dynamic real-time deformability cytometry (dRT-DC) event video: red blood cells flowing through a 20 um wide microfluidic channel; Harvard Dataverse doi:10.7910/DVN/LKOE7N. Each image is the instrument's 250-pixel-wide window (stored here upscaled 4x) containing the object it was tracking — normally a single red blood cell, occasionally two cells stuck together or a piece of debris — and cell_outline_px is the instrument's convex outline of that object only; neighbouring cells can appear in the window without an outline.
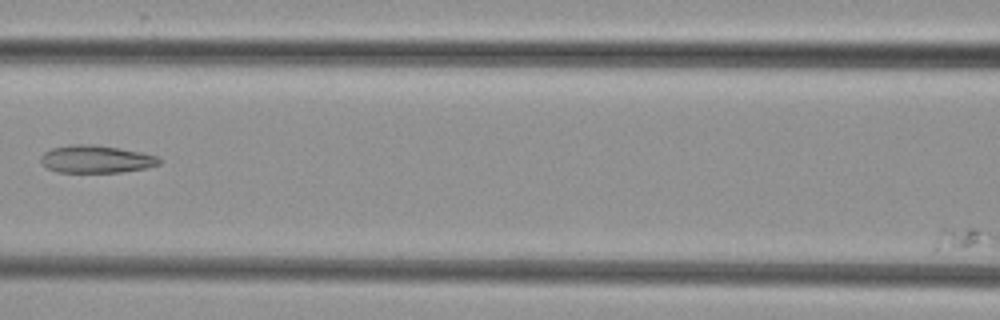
{"species": "common noctule bat (a hibernating species)", "species_latin": "Nyctalus noctula", "temperature_condition": "cold", "stored_images_in_passage": 7, "camera_frame_rate_fps": 3000, "um_per_image_px": 0.085, "animal": {"sex": "female", "body_mass_g": 29.2, "forearm_length_mm": 56.3}, "frame": {"image": 1, "passage_image": 7, "time_ms": 7.0, "image_size_px": [1000, 320], "cell_outline_px": [[160, 164], [144, 168], [120, 172], [56, 172], [48, 168], [40, 160], [40, 156], [44, 152], [52, 148], [72, 144], [96, 144], [120, 148], [160, 156]], "centroid_in_image_um": [8.17, 13.51], "position_along_channel_um": 158.4, "area_um2": 19.07}}